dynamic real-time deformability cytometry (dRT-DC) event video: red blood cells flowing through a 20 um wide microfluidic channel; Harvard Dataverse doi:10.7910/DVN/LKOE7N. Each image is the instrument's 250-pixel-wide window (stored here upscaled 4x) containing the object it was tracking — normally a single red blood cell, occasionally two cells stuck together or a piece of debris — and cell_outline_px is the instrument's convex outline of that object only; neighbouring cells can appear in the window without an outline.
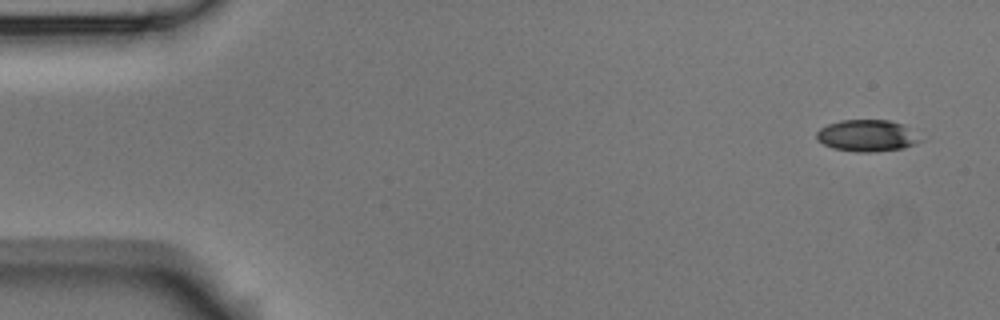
{"species": "Egyptian fruit bat (a non-hibernating species)", "species_latin": "Rousettus aegyptiacus", "temperature_condition": "room temperature", "stored_images_in_passage": 6, "camera_frame_rate_fps": 3000, "um_per_image_px": 0.085, "animal": {"sex": "male"}, "frame": {"image": 1, "passage_image": 1, "time_ms": 0.0, "image_size_px": [1000, 320], "cell_outline_px": [[924, 140], [916, 144], [904, 148], [872, 152], [856, 152], [832, 148], [816, 140], [816, 132], [820, 128], [828, 124], [840, 120], [888, 120], [904, 124]], "centroid_in_image_um": [73.7, 11.53], "position_along_channel_um": 11.3, "area_um2": 19.36}}
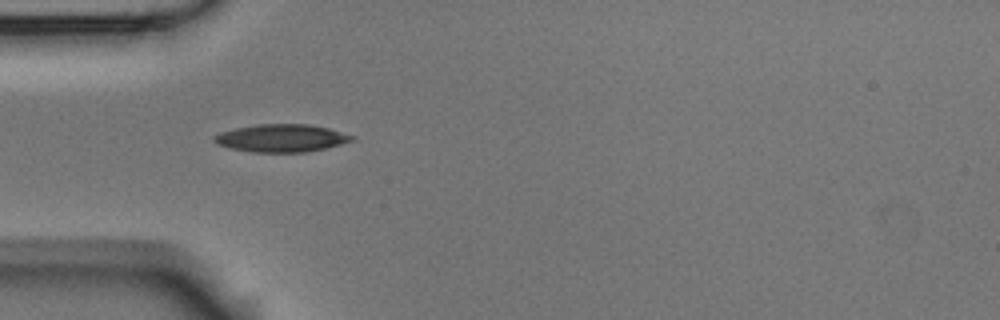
{"frame": {"image": 2, "passage_image": 5, "time_ms": 4.667, "image_size_px": [1000, 320], "cell_outline_px": [[356, 140], [324, 148], [304, 152], [252, 152], [228, 148], [216, 144], [212, 140], [212, 136], [220, 132], [236, 128], [260, 124], [308, 124], [328, 128], [356, 136]], "centroid_in_image_um": [23.9, 11.74], "position_along_channel_um": 61.1, "area_um2": 22.31}}
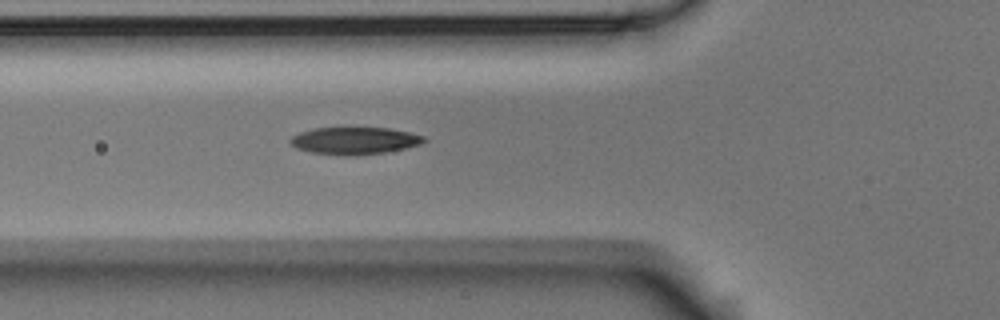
{"frame": {"image": 3, "passage_image": 6, "time_ms": 5.667, "image_size_px": [1000, 320], "cell_outline_px": [[428, 140], [420, 144], [404, 148], [384, 152], [356, 156], [344, 156], [312, 152], [296, 148], [288, 140], [292, 136], [300, 132], [312, 128], [388, 128], [408, 132], [424, 136]], "centroid_in_image_um": [30.12, 11.96], "position_along_channel_um": 95.7, "area_um2": 21.15}}